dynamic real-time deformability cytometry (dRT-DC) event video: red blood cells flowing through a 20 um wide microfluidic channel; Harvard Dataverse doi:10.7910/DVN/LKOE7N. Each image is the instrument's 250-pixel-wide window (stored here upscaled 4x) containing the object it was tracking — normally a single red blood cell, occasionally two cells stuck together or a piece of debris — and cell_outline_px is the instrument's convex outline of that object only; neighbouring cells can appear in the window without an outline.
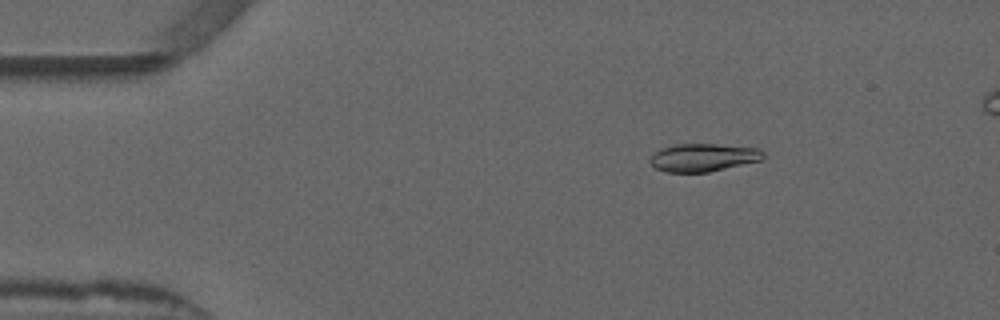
{"species": "common noctule bat (a hibernating species)", "species_latin": "Nyctalus noctula", "temperature_condition": "warm", "stored_images_in_passage": 2, "camera_frame_rate_fps": 3000, "um_per_image_px": 0.085, "animal": {"sex": "male", "forearm_length_mm": 52.5}, "frame": {"image": 1, "passage_image": 1, "time_ms": 0.0, "image_size_px": [1000, 320], "cell_outline_px": [[764, 156], [760, 160], [708, 172], [664, 172], [656, 168], [648, 160], [660, 148], [676, 144], [716, 144], [760, 148], [764, 152]], "centroid_in_image_um": [59.76, 13.38], "position_along_channel_um": 25.2, "area_um2": 18.32}}